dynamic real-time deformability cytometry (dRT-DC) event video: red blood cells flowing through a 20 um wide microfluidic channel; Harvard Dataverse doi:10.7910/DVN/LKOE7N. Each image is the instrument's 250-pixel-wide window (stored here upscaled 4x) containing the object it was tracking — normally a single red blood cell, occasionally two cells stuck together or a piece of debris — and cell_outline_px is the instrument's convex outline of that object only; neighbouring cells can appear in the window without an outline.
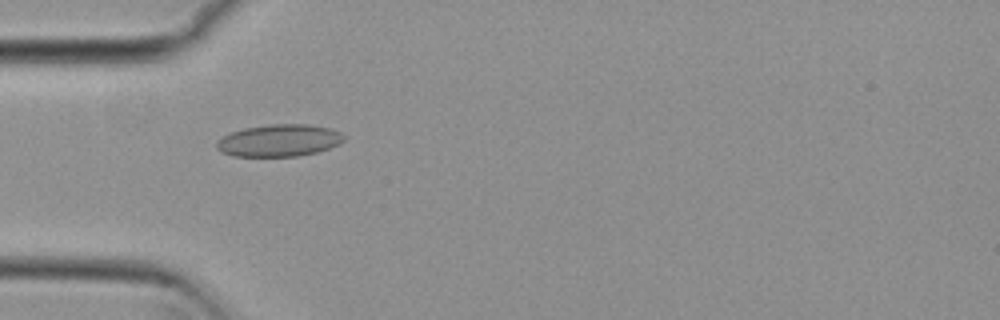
{"species": "common noctule bat (a hibernating species)", "species_latin": "Nyctalus noctula", "temperature_condition": "cold", "stored_images_in_passage": 47, "camera_frame_rate_fps": 3000, "um_per_image_px": 0.085, "animal": {"sex": "female", "body_mass_g": 29.2, "forearm_length_mm": 56.3}, "frame": {"image": 1, "passage_image": 10, "time_ms": 3.0, "image_size_px": [1000, 320], "cell_outline_px": [[344, 140], [340, 144], [316, 152], [296, 156], [232, 156], [220, 152], [216, 148], [216, 144], [224, 136], [232, 132], [244, 128], [268, 124], [308, 124], [332, 128], [340, 132], [344, 136]], "centroid_in_image_um": [23.74, 11.93], "position_along_channel_um": 61.3, "area_um2": 23.81}}
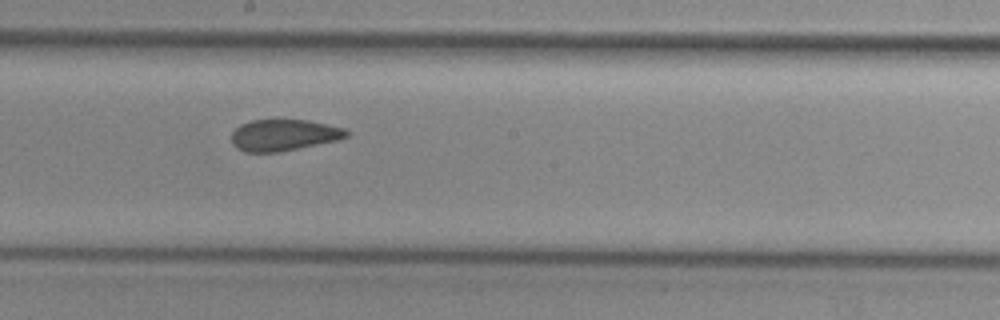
{"frame": {"image": 2, "passage_image": 23, "time_ms": 7.333, "image_size_px": [1000, 320], "cell_outline_px": [[348, 136], [340, 140], [280, 152], [244, 152], [236, 148], [232, 144], [232, 132], [240, 124], [252, 120], [308, 120], [344, 128], [348, 132]], "centroid_in_image_um": [24.12, 11.49], "position_along_channel_um": 224.1, "area_um2": 21.15}}
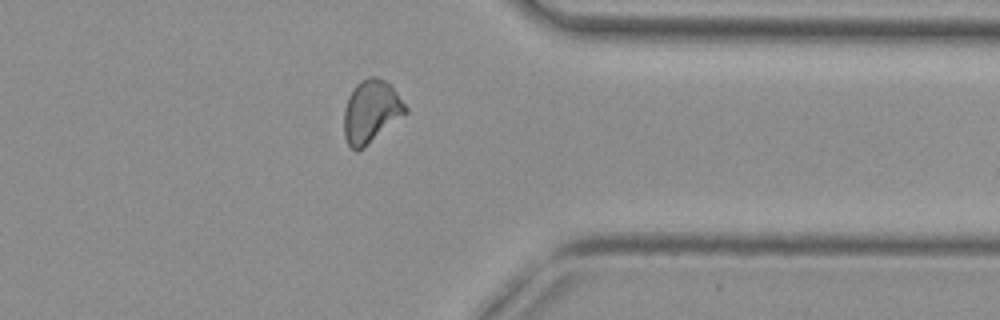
{"frame": {"image": 3, "passage_image": 36, "time_ms": 11.667, "image_size_px": [1000, 320], "cell_outline_px": [[408, 112], [364, 148], [356, 152], [348, 144], [344, 136], [344, 108], [348, 96], [352, 88], [360, 80], [368, 76], [376, 76], [384, 80], [396, 92], [408, 108]], "centroid_in_image_um": [31.52, 9.47], "position_along_channel_um": 379.9, "area_um2": 22.6}, "authors_computed_cell_mechanics": {"area_um2": 22.0796, "velocity_mm_per_s": 3.7935, "shape_relaxation_time_tau1_ms": null, "shape_relaxation_time_tau2_ms": 1.0587, "deformation_change_tau1": null, "deformation_change_tau2": 0.0818}}